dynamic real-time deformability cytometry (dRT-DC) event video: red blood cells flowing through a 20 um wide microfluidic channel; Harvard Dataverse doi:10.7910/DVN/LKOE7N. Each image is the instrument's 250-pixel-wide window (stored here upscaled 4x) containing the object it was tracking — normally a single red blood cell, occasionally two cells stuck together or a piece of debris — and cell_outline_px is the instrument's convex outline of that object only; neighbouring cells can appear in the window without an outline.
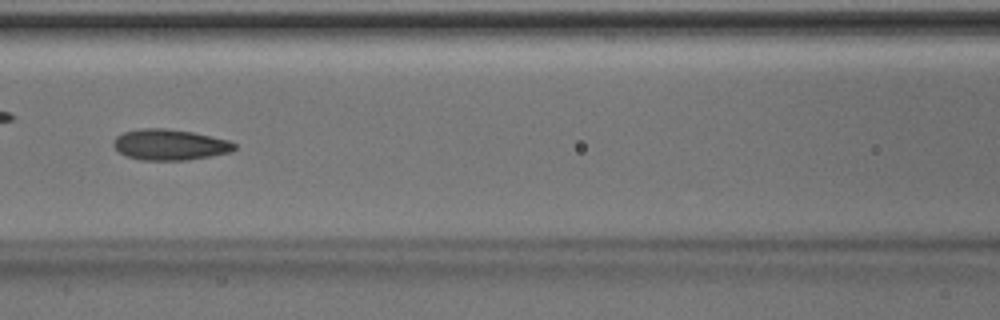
{"species": "Egyptian fruit bat (a non-hibernating species)", "species_latin": "Rousettus aegyptiacus", "temperature_condition": "room temperature", "stored_images_in_passage": 49, "camera_frame_rate_fps": 3000, "um_per_image_px": 0.085, "animal": {"sex": "male"}, "frame": {"image": 1, "passage_image": 22, "time_ms": 7.0, "image_size_px": [1000, 320], "cell_outline_px": [[236, 148], [232, 152], [212, 156], [188, 160], [140, 160], [128, 156], [120, 152], [112, 144], [112, 140], [116, 136], [124, 132], [140, 128], [164, 128], [192, 132], [228, 140], [236, 144]], "centroid_in_image_um": [14.44, 12.3], "position_along_channel_um": 152.2, "area_um2": 21.79}}
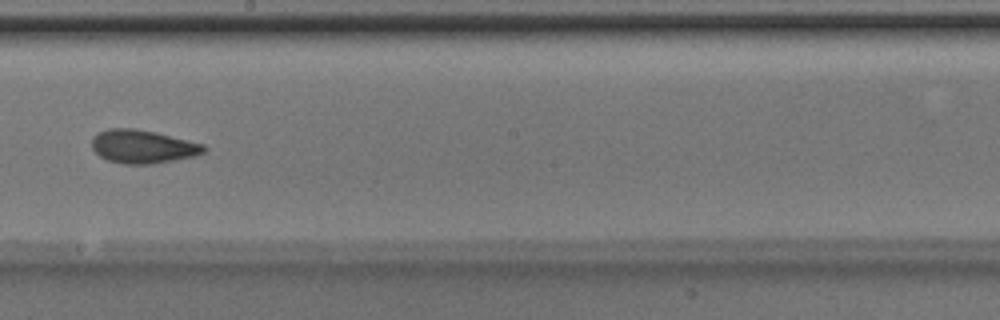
{"frame": {"image": 2, "passage_image": 28, "time_ms": 9.0, "image_size_px": [1000, 320], "cell_outline_px": [[208, 148], [204, 152], [192, 156], [152, 164], [124, 164], [108, 160], [100, 156], [92, 148], [92, 136], [96, 132], [108, 128], [132, 128], [156, 132], [204, 144]], "centroid_in_image_um": [12.1, 12.44], "position_along_channel_um": 236.1, "area_um2": 21.79}, "authors_computed_cell_mechanics": {"area_um2": 21.7328, "velocity_mm_per_s": 4.213, "shape_relaxation_time_tau1_ms": 3.7391, "shape_relaxation_time_tau2_ms": 1.9341, "deformation_change_tau1": 0.1256, "deformation_change_tau2": 0.0734}}